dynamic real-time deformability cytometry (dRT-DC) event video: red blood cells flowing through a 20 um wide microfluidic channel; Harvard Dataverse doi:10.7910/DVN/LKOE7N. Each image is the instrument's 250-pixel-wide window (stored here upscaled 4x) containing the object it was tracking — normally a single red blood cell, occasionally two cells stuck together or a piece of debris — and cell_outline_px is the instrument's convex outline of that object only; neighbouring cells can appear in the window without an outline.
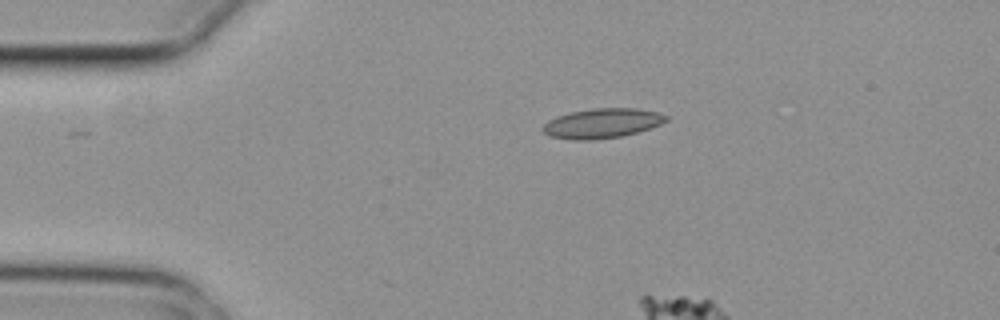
{"species": "common noctule bat (a hibernating species)", "species_latin": "Nyctalus noctula", "temperature_condition": "cold", "stored_images_in_passage": 6, "camera_frame_rate_fps": 3000, "um_per_image_px": 0.085, "animal": {"sex": "female", "body_mass_g": 29.2, "forearm_length_mm": 56.3}, "frame": {"image": 1, "passage_image": 3, "time_ms": 0.667, "image_size_px": [1000, 320], "cell_outline_px": [[668, 120], [652, 128], [620, 136], [596, 140], [572, 140], [548, 136], [540, 128], [548, 120], [556, 116], [572, 112], [592, 108], [636, 108], [656, 112], [668, 116]], "centroid_in_image_um": [51.15, 10.48], "position_along_channel_um": 33.9, "area_um2": 21.44}}
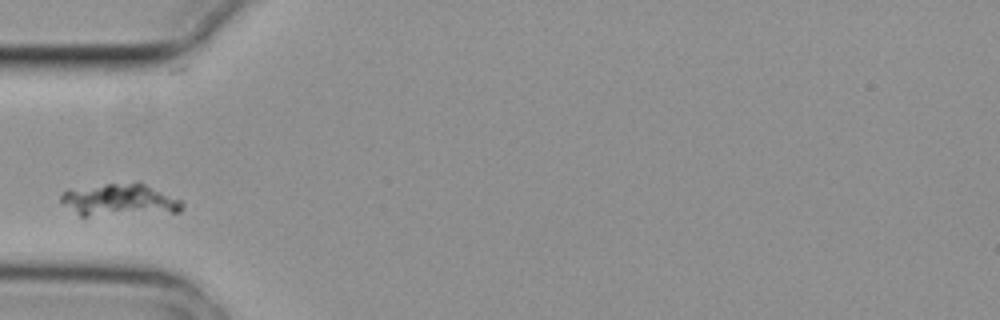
{"frame": {"image": 2, "passage_image": 6, "time_ms": 1.667, "image_size_px": [1000, 320], "cell_outline_px": [[184, 208], [180, 212], [88, 216], [80, 216], [60, 204], [60, 196], [68, 188], [136, 180], [140, 180], [184, 200]], "centroid_in_image_um": [10.2, 16.96], "position_along_channel_um": 74.8, "area_um2": 24.04}}